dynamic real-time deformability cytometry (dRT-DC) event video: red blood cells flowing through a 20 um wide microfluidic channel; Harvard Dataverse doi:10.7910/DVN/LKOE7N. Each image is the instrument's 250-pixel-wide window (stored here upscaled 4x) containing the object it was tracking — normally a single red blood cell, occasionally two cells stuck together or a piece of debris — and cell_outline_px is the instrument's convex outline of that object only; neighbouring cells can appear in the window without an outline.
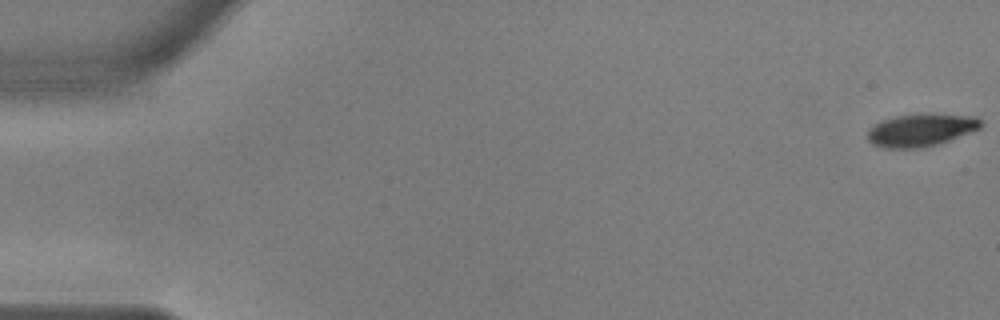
{"species": "common noctule bat (a hibernating species)", "species_latin": "Nyctalus noctula", "temperature_condition": "warm", "stored_images_in_passage": 18, "camera_frame_rate_fps": 3000, "um_per_image_px": 0.085, "animal": {"sex": "male", "body_mass_g": 17.9, "forearm_length_mm": 54.2}, "frame": {"image": 1, "passage_image": 1, "time_ms": 0.0, "image_size_px": [1000, 320], "cell_outline_px": [[984, 124], [980, 128], [948, 140], [936, 144], [916, 148], [884, 148], [872, 144], [868, 140], [868, 128], [872, 124], [880, 120], [896, 116], [920, 112], [924, 112], [976, 116], [984, 120]], "centroid_in_image_um": [78.27, 11.01], "position_along_channel_um": 6.7, "area_um2": 22.02}}
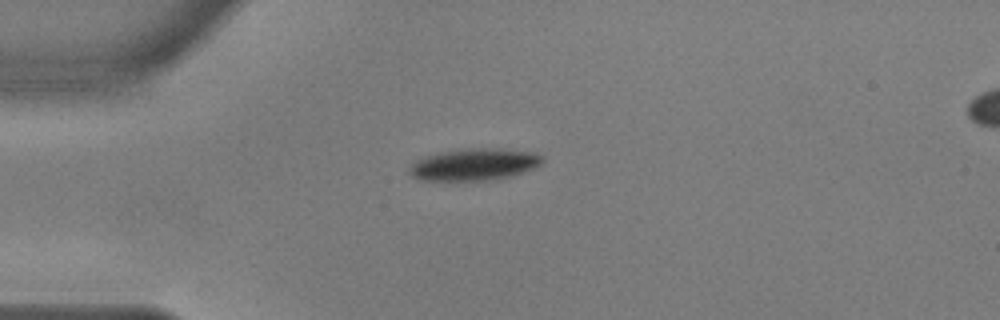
{"frame": {"image": 2, "passage_image": 15, "time_ms": 4.667, "image_size_px": [1000, 320], "cell_outline_px": [[544, 160], [536, 168], [512, 176], [488, 180], [420, 180], [412, 176], [408, 172], [408, 168], [416, 160], [428, 156], [444, 152], [476, 148], [496, 148], [528, 152], [544, 156]], "centroid_in_image_um": [40.33, 13.99], "position_along_channel_um": 44.7, "area_um2": 24.39}}